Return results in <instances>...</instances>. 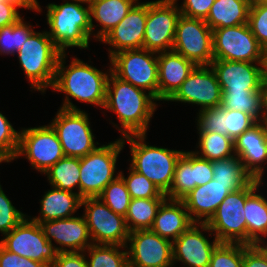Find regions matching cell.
<instances>
[{"label":"cell","mask_w":267,"mask_h":267,"mask_svg":"<svg viewBox=\"0 0 267 267\" xmlns=\"http://www.w3.org/2000/svg\"><path fill=\"white\" fill-rule=\"evenodd\" d=\"M66 55L67 53H61L59 56L52 86V91L62 92L65 95L60 108L81 110L71 101V99H76L103 109L107 82L112 72L111 64L108 66L109 69L103 72L92 66V64L89 65L74 57L70 64L65 66Z\"/></svg>","instance_id":"cell-1"},{"label":"cell","mask_w":267,"mask_h":267,"mask_svg":"<svg viewBox=\"0 0 267 267\" xmlns=\"http://www.w3.org/2000/svg\"><path fill=\"white\" fill-rule=\"evenodd\" d=\"M157 101L148 91L120 80L111 72L103 109L117 114L121 127L111 123L121 132V137L147 134L150 120L158 107Z\"/></svg>","instance_id":"cell-2"},{"label":"cell","mask_w":267,"mask_h":267,"mask_svg":"<svg viewBox=\"0 0 267 267\" xmlns=\"http://www.w3.org/2000/svg\"><path fill=\"white\" fill-rule=\"evenodd\" d=\"M62 4L49 3L47 9V34L61 53L66 49L78 47L89 50L92 40L90 25V6L81 2L67 1ZM83 4V5H82Z\"/></svg>","instance_id":"cell-3"},{"label":"cell","mask_w":267,"mask_h":267,"mask_svg":"<svg viewBox=\"0 0 267 267\" xmlns=\"http://www.w3.org/2000/svg\"><path fill=\"white\" fill-rule=\"evenodd\" d=\"M146 134H133L122 137L123 143L130 144L131 162L129 166L145 175L159 190L166 194L173 181L175 167L183 150L148 145Z\"/></svg>","instance_id":"cell-4"},{"label":"cell","mask_w":267,"mask_h":267,"mask_svg":"<svg viewBox=\"0 0 267 267\" xmlns=\"http://www.w3.org/2000/svg\"><path fill=\"white\" fill-rule=\"evenodd\" d=\"M32 90L45 94L52 88L61 52L46 31H34L16 53Z\"/></svg>","instance_id":"cell-5"},{"label":"cell","mask_w":267,"mask_h":267,"mask_svg":"<svg viewBox=\"0 0 267 267\" xmlns=\"http://www.w3.org/2000/svg\"><path fill=\"white\" fill-rule=\"evenodd\" d=\"M124 147L125 143L120 137L107 145L98 146L80 158L79 196L82 199L98 197L103 189L119 176L116 163Z\"/></svg>","instance_id":"cell-6"},{"label":"cell","mask_w":267,"mask_h":267,"mask_svg":"<svg viewBox=\"0 0 267 267\" xmlns=\"http://www.w3.org/2000/svg\"><path fill=\"white\" fill-rule=\"evenodd\" d=\"M260 183L254 179L247 187L230 192L206 223L220 242L247 244L245 201Z\"/></svg>","instance_id":"cell-7"},{"label":"cell","mask_w":267,"mask_h":267,"mask_svg":"<svg viewBox=\"0 0 267 267\" xmlns=\"http://www.w3.org/2000/svg\"><path fill=\"white\" fill-rule=\"evenodd\" d=\"M112 73L122 81L148 90L158 100V53L144 48L124 50L110 59Z\"/></svg>","instance_id":"cell-8"},{"label":"cell","mask_w":267,"mask_h":267,"mask_svg":"<svg viewBox=\"0 0 267 267\" xmlns=\"http://www.w3.org/2000/svg\"><path fill=\"white\" fill-rule=\"evenodd\" d=\"M51 121L66 157H84L100 145L94 141L88 113L83 110L59 108Z\"/></svg>","instance_id":"cell-9"},{"label":"cell","mask_w":267,"mask_h":267,"mask_svg":"<svg viewBox=\"0 0 267 267\" xmlns=\"http://www.w3.org/2000/svg\"><path fill=\"white\" fill-rule=\"evenodd\" d=\"M81 207L93 244L126 246L130 232L124 216L114 213L98 197L83 198Z\"/></svg>","instance_id":"cell-10"},{"label":"cell","mask_w":267,"mask_h":267,"mask_svg":"<svg viewBox=\"0 0 267 267\" xmlns=\"http://www.w3.org/2000/svg\"><path fill=\"white\" fill-rule=\"evenodd\" d=\"M24 156L32 168L44 174L61 158L65 157L56 132L50 124L21 128L19 132V146L15 156Z\"/></svg>","instance_id":"cell-11"},{"label":"cell","mask_w":267,"mask_h":267,"mask_svg":"<svg viewBox=\"0 0 267 267\" xmlns=\"http://www.w3.org/2000/svg\"><path fill=\"white\" fill-rule=\"evenodd\" d=\"M3 236L0 245L7 251L50 267L59 253L56 245L45 238L41 225L28 216Z\"/></svg>","instance_id":"cell-12"},{"label":"cell","mask_w":267,"mask_h":267,"mask_svg":"<svg viewBox=\"0 0 267 267\" xmlns=\"http://www.w3.org/2000/svg\"><path fill=\"white\" fill-rule=\"evenodd\" d=\"M212 32L214 59L264 63L265 50L248 23L214 29Z\"/></svg>","instance_id":"cell-13"},{"label":"cell","mask_w":267,"mask_h":267,"mask_svg":"<svg viewBox=\"0 0 267 267\" xmlns=\"http://www.w3.org/2000/svg\"><path fill=\"white\" fill-rule=\"evenodd\" d=\"M172 50L197 65H210L213 56V32L203 19L180 16Z\"/></svg>","instance_id":"cell-14"},{"label":"cell","mask_w":267,"mask_h":267,"mask_svg":"<svg viewBox=\"0 0 267 267\" xmlns=\"http://www.w3.org/2000/svg\"><path fill=\"white\" fill-rule=\"evenodd\" d=\"M176 0L147 2V18L143 48L154 52L171 51L178 18L181 16Z\"/></svg>","instance_id":"cell-15"},{"label":"cell","mask_w":267,"mask_h":267,"mask_svg":"<svg viewBox=\"0 0 267 267\" xmlns=\"http://www.w3.org/2000/svg\"><path fill=\"white\" fill-rule=\"evenodd\" d=\"M200 105L198 111L221 106L222 90L210 65H197L167 100Z\"/></svg>","instance_id":"cell-16"},{"label":"cell","mask_w":267,"mask_h":267,"mask_svg":"<svg viewBox=\"0 0 267 267\" xmlns=\"http://www.w3.org/2000/svg\"><path fill=\"white\" fill-rule=\"evenodd\" d=\"M128 262L137 267H175L172 242L151 229L129 233L126 244Z\"/></svg>","instance_id":"cell-17"},{"label":"cell","mask_w":267,"mask_h":267,"mask_svg":"<svg viewBox=\"0 0 267 267\" xmlns=\"http://www.w3.org/2000/svg\"><path fill=\"white\" fill-rule=\"evenodd\" d=\"M214 236L206 223H194L172 242L173 264L185 267H209L211 255L220 241L214 236L211 242L202 232Z\"/></svg>","instance_id":"cell-18"},{"label":"cell","mask_w":267,"mask_h":267,"mask_svg":"<svg viewBox=\"0 0 267 267\" xmlns=\"http://www.w3.org/2000/svg\"><path fill=\"white\" fill-rule=\"evenodd\" d=\"M147 2H137L124 19L100 43L108 44L109 59L124 50L143 48Z\"/></svg>","instance_id":"cell-19"},{"label":"cell","mask_w":267,"mask_h":267,"mask_svg":"<svg viewBox=\"0 0 267 267\" xmlns=\"http://www.w3.org/2000/svg\"><path fill=\"white\" fill-rule=\"evenodd\" d=\"M45 238L59 244L58 252H84L92 244L84 216H72L40 223Z\"/></svg>","instance_id":"cell-20"},{"label":"cell","mask_w":267,"mask_h":267,"mask_svg":"<svg viewBox=\"0 0 267 267\" xmlns=\"http://www.w3.org/2000/svg\"><path fill=\"white\" fill-rule=\"evenodd\" d=\"M222 91H258L264 76L263 63L214 59L210 64Z\"/></svg>","instance_id":"cell-21"},{"label":"cell","mask_w":267,"mask_h":267,"mask_svg":"<svg viewBox=\"0 0 267 267\" xmlns=\"http://www.w3.org/2000/svg\"><path fill=\"white\" fill-rule=\"evenodd\" d=\"M196 120L197 132H216L229 136L233 141L258 123L247 113L222 106L198 111Z\"/></svg>","instance_id":"cell-22"},{"label":"cell","mask_w":267,"mask_h":267,"mask_svg":"<svg viewBox=\"0 0 267 267\" xmlns=\"http://www.w3.org/2000/svg\"><path fill=\"white\" fill-rule=\"evenodd\" d=\"M247 186L221 185L212 179L204 185L195 187L182 201L194 223H207L230 192Z\"/></svg>","instance_id":"cell-23"},{"label":"cell","mask_w":267,"mask_h":267,"mask_svg":"<svg viewBox=\"0 0 267 267\" xmlns=\"http://www.w3.org/2000/svg\"><path fill=\"white\" fill-rule=\"evenodd\" d=\"M234 152L254 179L264 181L263 175L267 168V123L258 122L235 139Z\"/></svg>","instance_id":"cell-24"},{"label":"cell","mask_w":267,"mask_h":267,"mask_svg":"<svg viewBox=\"0 0 267 267\" xmlns=\"http://www.w3.org/2000/svg\"><path fill=\"white\" fill-rule=\"evenodd\" d=\"M195 64L171 51L158 53V103L167 101L186 80Z\"/></svg>","instance_id":"cell-25"},{"label":"cell","mask_w":267,"mask_h":267,"mask_svg":"<svg viewBox=\"0 0 267 267\" xmlns=\"http://www.w3.org/2000/svg\"><path fill=\"white\" fill-rule=\"evenodd\" d=\"M193 224L182 200L166 198L157 211L151 230L173 242Z\"/></svg>","instance_id":"cell-26"},{"label":"cell","mask_w":267,"mask_h":267,"mask_svg":"<svg viewBox=\"0 0 267 267\" xmlns=\"http://www.w3.org/2000/svg\"><path fill=\"white\" fill-rule=\"evenodd\" d=\"M139 0H93L90 6V25L92 36L101 41L112 29L117 26ZM93 19L99 24L98 31L94 32ZM101 26V27H100Z\"/></svg>","instance_id":"cell-27"},{"label":"cell","mask_w":267,"mask_h":267,"mask_svg":"<svg viewBox=\"0 0 267 267\" xmlns=\"http://www.w3.org/2000/svg\"><path fill=\"white\" fill-rule=\"evenodd\" d=\"M40 199V215L35 217L28 216L37 223L69 218L74 216L81 208L82 198L76 192L61 190L51 186V189L44 192Z\"/></svg>","instance_id":"cell-28"},{"label":"cell","mask_w":267,"mask_h":267,"mask_svg":"<svg viewBox=\"0 0 267 267\" xmlns=\"http://www.w3.org/2000/svg\"><path fill=\"white\" fill-rule=\"evenodd\" d=\"M261 185L262 183L246 197L245 201L247 245H262L267 238V197L259 193Z\"/></svg>","instance_id":"cell-29"},{"label":"cell","mask_w":267,"mask_h":267,"mask_svg":"<svg viewBox=\"0 0 267 267\" xmlns=\"http://www.w3.org/2000/svg\"><path fill=\"white\" fill-rule=\"evenodd\" d=\"M251 3L249 0H215L204 21L212 30L248 23Z\"/></svg>","instance_id":"cell-30"},{"label":"cell","mask_w":267,"mask_h":267,"mask_svg":"<svg viewBox=\"0 0 267 267\" xmlns=\"http://www.w3.org/2000/svg\"><path fill=\"white\" fill-rule=\"evenodd\" d=\"M44 174L52 187L70 192L77 189L76 193L79 195L80 158L65 156Z\"/></svg>","instance_id":"cell-31"},{"label":"cell","mask_w":267,"mask_h":267,"mask_svg":"<svg viewBox=\"0 0 267 267\" xmlns=\"http://www.w3.org/2000/svg\"><path fill=\"white\" fill-rule=\"evenodd\" d=\"M165 199H131L125 221L129 232L151 229L157 211Z\"/></svg>","instance_id":"cell-32"},{"label":"cell","mask_w":267,"mask_h":267,"mask_svg":"<svg viewBox=\"0 0 267 267\" xmlns=\"http://www.w3.org/2000/svg\"><path fill=\"white\" fill-rule=\"evenodd\" d=\"M197 147L200 150L193 151L199 157L209 161L226 159L233 155L234 141L226 135L216 132H198Z\"/></svg>","instance_id":"cell-33"},{"label":"cell","mask_w":267,"mask_h":267,"mask_svg":"<svg viewBox=\"0 0 267 267\" xmlns=\"http://www.w3.org/2000/svg\"><path fill=\"white\" fill-rule=\"evenodd\" d=\"M212 170L213 179L221 185H249L254 180L236 154L212 161Z\"/></svg>","instance_id":"cell-34"},{"label":"cell","mask_w":267,"mask_h":267,"mask_svg":"<svg viewBox=\"0 0 267 267\" xmlns=\"http://www.w3.org/2000/svg\"><path fill=\"white\" fill-rule=\"evenodd\" d=\"M84 253L88 267H125L128 263L126 246L92 244Z\"/></svg>","instance_id":"cell-35"},{"label":"cell","mask_w":267,"mask_h":267,"mask_svg":"<svg viewBox=\"0 0 267 267\" xmlns=\"http://www.w3.org/2000/svg\"><path fill=\"white\" fill-rule=\"evenodd\" d=\"M196 187L192 168V151H184L177 161L172 185L165 194L172 200H182Z\"/></svg>","instance_id":"cell-36"},{"label":"cell","mask_w":267,"mask_h":267,"mask_svg":"<svg viewBox=\"0 0 267 267\" xmlns=\"http://www.w3.org/2000/svg\"><path fill=\"white\" fill-rule=\"evenodd\" d=\"M221 106L225 109L241 111L253 116L258 122H262L261 114V90L252 92L222 91Z\"/></svg>","instance_id":"cell-37"},{"label":"cell","mask_w":267,"mask_h":267,"mask_svg":"<svg viewBox=\"0 0 267 267\" xmlns=\"http://www.w3.org/2000/svg\"><path fill=\"white\" fill-rule=\"evenodd\" d=\"M32 24L21 17L16 23L0 28V55L15 56L28 37L34 32Z\"/></svg>","instance_id":"cell-38"},{"label":"cell","mask_w":267,"mask_h":267,"mask_svg":"<svg viewBox=\"0 0 267 267\" xmlns=\"http://www.w3.org/2000/svg\"><path fill=\"white\" fill-rule=\"evenodd\" d=\"M127 177H125L123 171H119V176L123 179L126 188L132 199L144 198V199H166V195L163 194L159 188L150 181L145 175L133 170L130 166Z\"/></svg>","instance_id":"cell-39"},{"label":"cell","mask_w":267,"mask_h":267,"mask_svg":"<svg viewBox=\"0 0 267 267\" xmlns=\"http://www.w3.org/2000/svg\"><path fill=\"white\" fill-rule=\"evenodd\" d=\"M114 213L126 216L131 202V196L123 179L118 176L110 182L98 196Z\"/></svg>","instance_id":"cell-40"},{"label":"cell","mask_w":267,"mask_h":267,"mask_svg":"<svg viewBox=\"0 0 267 267\" xmlns=\"http://www.w3.org/2000/svg\"><path fill=\"white\" fill-rule=\"evenodd\" d=\"M244 244L220 242L213 250L209 267H243Z\"/></svg>","instance_id":"cell-41"},{"label":"cell","mask_w":267,"mask_h":267,"mask_svg":"<svg viewBox=\"0 0 267 267\" xmlns=\"http://www.w3.org/2000/svg\"><path fill=\"white\" fill-rule=\"evenodd\" d=\"M248 25L259 44L267 49V4L253 1L250 6Z\"/></svg>","instance_id":"cell-42"},{"label":"cell","mask_w":267,"mask_h":267,"mask_svg":"<svg viewBox=\"0 0 267 267\" xmlns=\"http://www.w3.org/2000/svg\"><path fill=\"white\" fill-rule=\"evenodd\" d=\"M19 132L0 112V154L9 162L15 159L19 146Z\"/></svg>","instance_id":"cell-43"},{"label":"cell","mask_w":267,"mask_h":267,"mask_svg":"<svg viewBox=\"0 0 267 267\" xmlns=\"http://www.w3.org/2000/svg\"><path fill=\"white\" fill-rule=\"evenodd\" d=\"M28 215L22 213L5 194L0 184V232L5 235L16 227Z\"/></svg>","instance_id":"cell-44"},{"label":"cell","mask_w":267,"mask_h":267,"mask_svg":"<svg viewBox=\"0 0 267 267\" xmlns=\"http://www.w3.org/2000/svg\"><path fill=\"white\" fill-rule=\"evenodd\" d=\"M214 2L215 0H183L179 8L182 16L205 20Z\"/></svg>","instance_id":"cell-45"},{"label":"cell","mask_w":267,"mask_h":267,"mask_svg":"<svg viewBox=\"0 0 267 267\" xmlns=\"http://www.w3.org/2000/svg\"><path fill=\"white\" fill-rule=\"evenodd\" d=\"M192 168L196 187L213 179L212 161L199 157L192 151Z\"/></svg>","instance_id":"cell-46"},{"label":"cell","mask_w":267,"mask_h":267,"mask_svg":"<svg viewBox=\"0 0 267 267\" xmlns=\"http://www.w3.org/2000/svg\"><path fill=\"white\" fill-rule=\"evenodd\" d=\"M243 267H267V248L244 244Z\"/></svg>","instance_id":"cell-47"},{"label":"cell","mask_w":267,"mask_h":267,"mask_svg":"<svg viewBox=\"0 0 267 267\" xmlns=\"http://www.w3.org/2000/svg\"><path fill=\"white\" fill-rule=\"evenodd\" d=\"M0 267H50L38 261L9 252L0 245Z\"/></svg>","instance_id":"cell-48"},{"label":"cell","mask_w":267,"mask_h":267,"mask_svg":"<svg viewBox=\"0 0 267 267\" xmlns=\"http://www.w3.org/2000/svg\"><path fill=\"white\" fill-rule=\"evenodd\" d=\"M51 267H88L84 252H59Z\"/></svg>","instance_id":"cell-49"},{"label":"cell","mask_w":267,"mask_h":267,"mask_svg":"<svg viewBox=\"0 0 267 267\" xmlns=\"http://www.w3.org/2000/svg\"><path fill=\"white\" fill-rule=\"evenodd\" d=\"M20 18L21 14L14 5L0 0V28L16 23Z\"/></svg>","instance_id":"cell-50"},{"label":"cell","mask_w":267,"mask_h":267,"mask_svg":"<svg viewBox=\"0 0 267 267\" xmlns=\"http://www.w3.org/2000/svg\"><path fill=\"white\" fill-rule=\"evenodd\" d=\"M5 2L14 5L17 9L24 8L26 10L36 11L37 13L42 12V8L38 0H5Z\"/></svg>","instance_id":"cell-51"},{"label":"cell","mask_w":267,"mask_h":267,"mask_svg":"<svg viewBox=\"0 0 267 267\" xmlns=\"http://www.w3.org/2000/svg\"><path fill=\"white\" fill-rule=\"evenodd\" d=\"M261 114L262 122L267 123V78L263 76L261 81Z\"/></svg>","instance_id":"cell-52"},{"label":"cell","mask_w":267,"mask_h":267,"mask_svg":"<svg viewBox=\"0 0 267 267\" xmlns=\"http://www.w3.org/2000/svg\"><path fill=\"white\" fill-rule=\"evenodd\" d=\"M264 77L267 78V49H265L264 63H263Z\"/></svg>","instance_id":"cell-53"},{"label":"cell","mask_w":267,"mask_h":267,"mask_svg":"<svg viewBox=\"0 0 267 267\" xmlns=\"http://www.w3.org/2000/svg\"><path fill=\"white\" fill-rule=\"evenodd\" d=\"M76 2L84 3L85 5H90L93 0H72Z\"/></svg>","instance_id":"cell-54"},{"label":"cell","mask_w":267,"mask_h":267,"mask_svg":"<svg viewBox=\"0 0 267 267\" xmlns=\"http://www.w3.org/2000/svg\"><path fill=\"white\" fill-rule=\"evenodd\" d=\"M2 162H3V163H5V162L8 163L9 161H8L6 158H4V157L0 154V164H1Z\"/></svg>","instance_id":"cell-55"},{"label":"cell","mask_w":267,"mask_h":267,"mask_svg":"<svg viewBox=\"0 0 267 267\" xmlns=\"http://www.w3.org/2000/svg\"><path fill=\"white\" fill-rule=\"evenodd\" d=\"M125 267H137V266H134L133 264H131V263L128 262Z\"/></svg>","instance_id":"cell-56"},{"label":"cell","mask_w":267,"mask_h":267,"mask_svg":"<svg viewBox=\"0 0 267 267\" xmlns=\"http://www.w3.org/2000/svg\"><path fill=\"white\" fill-rule=\"evenodd\" d=\"M257 2H261V3H264V4H267V0H256Z\"/></svg>","instance_id":"cell-57"},{"label":"cell","mask_w":267,"mask_h":267,"mask_svg":"<svg viewBox=\"0 0 267 267\" xmlns=\"http://www.w3.org/2000/svg\"><path fill=\"white\" fill-rule=\"evenodd\" d=\"M263 245L267 248V241Z\"/></svg>","instance_id":"cell-58"}]
</instances>
